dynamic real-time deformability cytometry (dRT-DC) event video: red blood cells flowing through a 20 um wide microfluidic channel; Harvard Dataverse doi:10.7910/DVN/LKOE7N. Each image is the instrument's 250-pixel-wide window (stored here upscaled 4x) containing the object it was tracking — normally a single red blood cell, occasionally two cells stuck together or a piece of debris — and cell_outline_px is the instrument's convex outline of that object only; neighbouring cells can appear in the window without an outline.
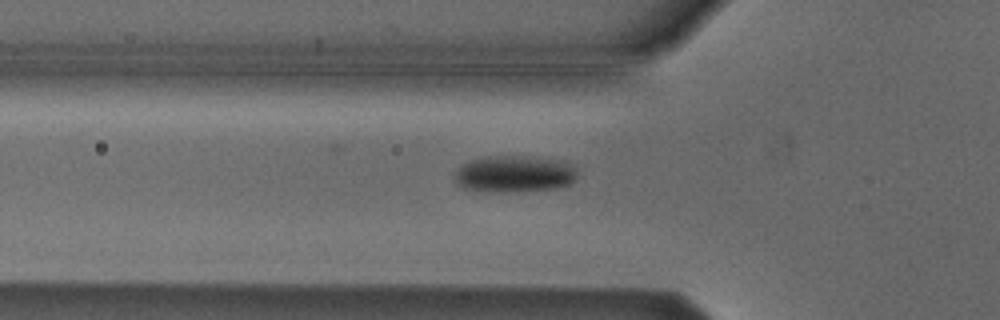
{"species": "Egyptian fruit bat (a non-hibernating species)", "species_latin": "Rousettus aegyptiacus", "temperature_condition": "cold", "stored_images_in_passage": 5, "camera_frame_rate_fps": 3000, "um_per_image_px": 0.085, "animal": {"sex": "male"}, "frame": {"image": 1, "passage_image": 5, "time_ms": 1.333, "image_size_px": [1000, 320], "cell_outline_px": [[576, 180], [572, 184], [556, 188], [508, 192], [464, 188], [456, 184], [456, 172], [468, 160], [484, 156], [520, 156], [564, 160], [576, 168]], "centroid_in_image_um": [43.78, 14.77], "position_along_channel_um": 82.0, "area_um2": 26.13}}